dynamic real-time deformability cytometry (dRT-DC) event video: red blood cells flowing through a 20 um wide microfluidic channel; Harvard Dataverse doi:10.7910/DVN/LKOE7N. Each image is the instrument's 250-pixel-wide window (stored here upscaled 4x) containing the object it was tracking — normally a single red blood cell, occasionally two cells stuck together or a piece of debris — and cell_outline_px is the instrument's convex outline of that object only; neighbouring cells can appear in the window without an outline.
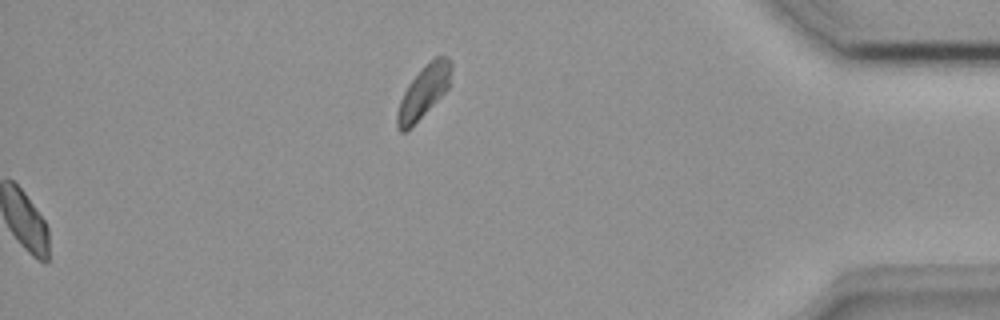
{"species": "common noctule bat (a hibernating species)", "species_latin": "Nyctalus noctula", "temperature_condition": "room temperature", "stored_images_in_passage": 45, "camera_frame_rate_fps": 3000, "um_per_image_px": 0.085, "animal": {"sex": "female", "body_mass_g": 18.4}, "frame": {"image": 1, "passage_image": 45, "time_ms": 14.667, "image_size_px": [1000, 320], "cell_outline_px": [[452, 68], [448, 88], [404, 132], [400, 132], [396, 128], [396, 112], [400, 100], [408, 84], [436, 56], [448, 56], [452, 64]], "centroid_in_image_um": [35.99, 7.79], "position_along_channel_um": 399.2, "area_um2": 15.66}}